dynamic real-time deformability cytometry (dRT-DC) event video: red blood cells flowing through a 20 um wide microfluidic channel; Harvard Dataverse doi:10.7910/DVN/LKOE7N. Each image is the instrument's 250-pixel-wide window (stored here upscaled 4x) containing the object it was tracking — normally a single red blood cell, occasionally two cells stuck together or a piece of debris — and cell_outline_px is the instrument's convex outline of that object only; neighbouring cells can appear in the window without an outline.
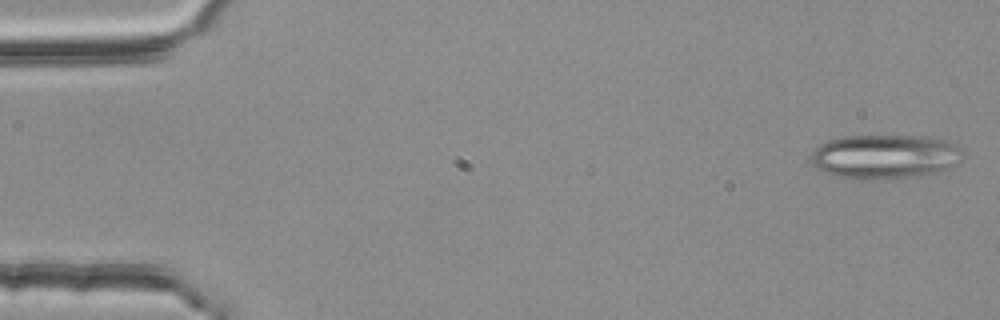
{"species": "common noctule bat (a hibernating species)", "species_latin": "Nyctalus noctula", "temperature_condition": "room temperature", "stored_images_in_passage": 9, "camera_frame_rate_fps": 3000, "um_per_image_px": 0.085, "animal": {"sex": "female", "body_mass_g": 25.1}, "frame": {"image": 1, "passage_image": 1, "time_ms": 0.0, "image_size_px": [1000, 320], "cell_outline_px": [[960, 160], [956, 164], [932, 172], [916, 176], [836, 176], [816, 168], [812, 164], [812, 152], [820, 144], [828, 140], [844, 136], [924, 136], [944, 140], [960, 148]], "centroid_in_image_um": [75.18, 13.25], "position_along_channel_um": 9.8, "area_um2": 37.4}}